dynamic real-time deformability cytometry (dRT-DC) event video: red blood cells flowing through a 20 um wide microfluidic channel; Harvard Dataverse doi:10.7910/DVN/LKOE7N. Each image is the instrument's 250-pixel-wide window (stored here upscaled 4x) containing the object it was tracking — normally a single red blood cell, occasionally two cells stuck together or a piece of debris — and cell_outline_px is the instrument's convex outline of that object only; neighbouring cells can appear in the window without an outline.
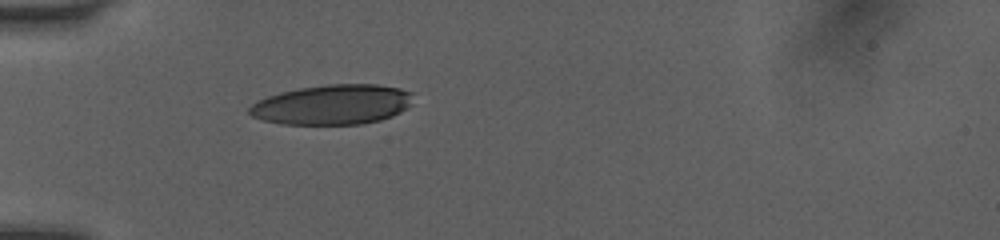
{"species": "human", "species_latin": "Homo sapiens", "temperature_condition": "room temperature", "stored_images_in_passage": 36, "camera_frame_rate_fps": 3000, "um_per_image_px": 0.085, "donor": {"sex": "female"}, "frame": {"image": 1, "passage_image": 1, "time_ms": 0.0, "image_size_px": [1000, 240], "cell_outline_px": [[412, 92], [408, 104], [400, 112], [392, 116], [380, 120], [360, 124], [280, 124], [264, 120], [252, 116], [248, 112], [248, 108], [256, 100], [280, 92], [296, 88], [328, 84], [376, 84], [400, 88]], "centroid_in_image_um": [28.2, 8.88], "position_along_channel_um": 56.8, "area_um2": 38.03}}
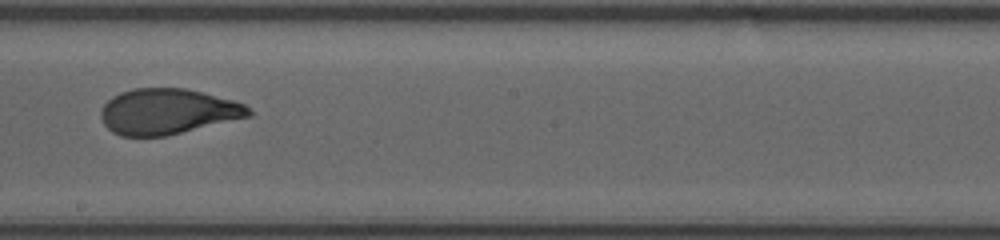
{"frame": {"image": 2, "passage_image": 15, "time_ms": 4.667, "image_size_px": [1000, 240], "cell_outline_px": [[252, 116], [168, 136], [120, 136], [112, 132], [104, 124], [100, 116], [100, 112], [104, 104], [112, 96], [120, 92], [132, 88], [184, 88], [232, 100], [244, 104], [252, 112]], "centroid_in_image_um": [14.23, 9.49], "position_along_channel_um": 234.0, "area_um2": 39.36}}
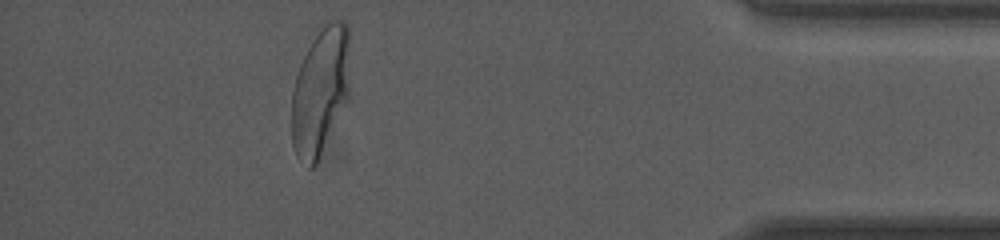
{"frame": {"image": 3, "passage_image": 31, "time_ms": 10.0, "image_size_px": [1000, 240], "cell_outline_px": [[348, 100], [320, 160], [312, 168], [308, 168], [296, 156], [292, 144], [292, 92], [296, 76], [300, 64], [320, 24], [328, 20], [344, 20], [348, 24]], "centroid_in_image_um": [27.22, 7.77], "position_along_channel_um": 408.0, "area_um2": 43.99}, "authors_computed_cell_mechanics": {"area_um2": 40.8068, "velocity_mm_per_s": 4.0475, "shape_relaxation_time_tau1_ms": 6.2438, "shape_relaxation_time_tau2_ms": 0.7391, "deformation_change_tau1": 0.2394, "deformation_change_tau2": 0.068}}